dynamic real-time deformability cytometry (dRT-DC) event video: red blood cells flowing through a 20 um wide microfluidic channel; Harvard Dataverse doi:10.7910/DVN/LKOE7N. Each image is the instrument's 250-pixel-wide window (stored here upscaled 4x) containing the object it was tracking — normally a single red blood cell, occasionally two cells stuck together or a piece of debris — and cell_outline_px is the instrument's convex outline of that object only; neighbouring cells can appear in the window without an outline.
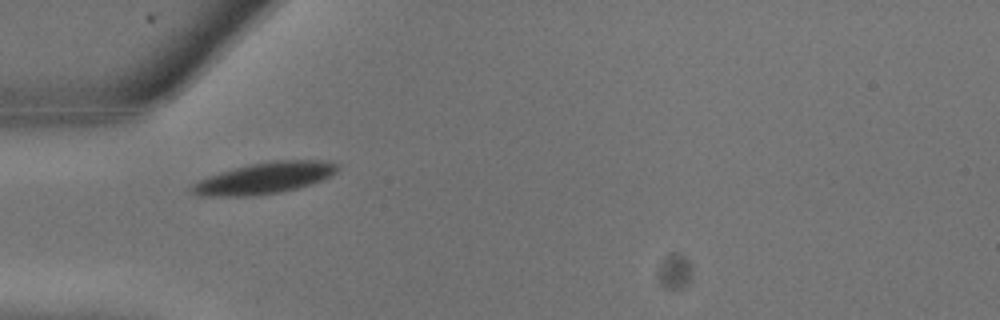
{"species": "common noctule bat (a hibernating species)", "species_latin": "Nyctalus noctula", "temperature_condition": "warm", "stored_images_in_passage": 4, "camera_frame_rate_fps": 3000, "um_per_image_px": 0.085, "animal": {"sex": "male", "body_mass_g": 13.3}, "frame": {"image": 1, "passage_image": 1, "time_ms": 0.0, "image_size_px": [1000, 320], "cell_outline_px": [[340, 168], [336, 172], [320, 180], [296, 188], [280, 192], [248, 196], [200, 196], [192, 192], [188, 188], [192, 184], [208, 176], [220, 172], [252, 164], [276, 160], [320, 160], [336, 164]], "centroid_in_image_um": [22.43, 15.14], "position_along_channel_um": 62.6, "area_um2": 26.07}}
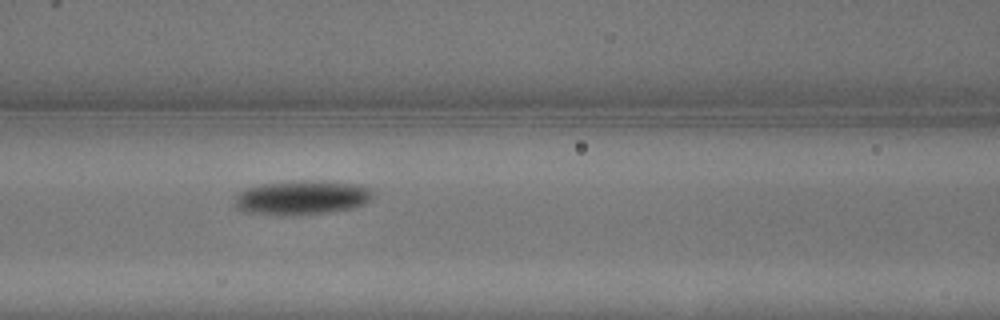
{"frame": {"image": 2, "passage_image": 4, "time_ms": 1.0, "image_size_px": [1000, 320], "cell_outline_px": [[372, 200], [364, 204], [352, 208], [332, 212], [288, 216], [244, 212], [236, 208], [236, 196], [240, 192], [248, 188], [260, 184], [296, 180], [328, 180], [360, 184], [372, 188]], "centroid_in_image_um": [25.72, 16.78], "position_along_channel_um": 140.9, "area_um2": 28.21}}